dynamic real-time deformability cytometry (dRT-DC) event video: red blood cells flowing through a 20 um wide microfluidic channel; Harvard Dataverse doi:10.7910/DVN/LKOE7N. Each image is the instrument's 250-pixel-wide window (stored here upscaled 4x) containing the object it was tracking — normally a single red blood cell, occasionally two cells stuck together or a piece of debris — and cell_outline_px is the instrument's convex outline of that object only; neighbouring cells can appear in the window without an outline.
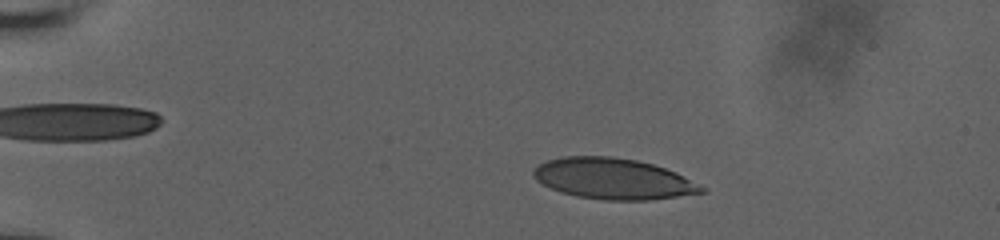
{"species": "human", "species_latin": "Homo sapiens", "temperature_condition": "room temperature", "stored_images_in_passage": 50, "camera_frame_rate_fps": 3000, "um_per_image_px": 0.085, "donor": {"sex": "male"}, "frame": {"image": 1, "passage_image": 12, "time_ms": 3.667, "image_size_px": [1000, 240], "cell_outline_px": [[708, 188], [704, 192], [648, 200], [604, 200], [576, 196], [560, 192], [536, 180], [532, 176], [532, 172], [540, 164], [548, 160], [564, 156], [612, 156], [636, 160], [652, 164], [676, 172]], "centroid_in_image_um": [52.13, 15.19], "position_along_channel_um": 32.9, "area_um2": 39.94}}
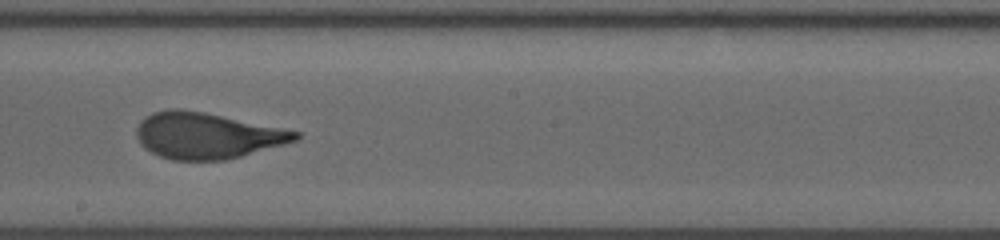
{"frame": {"image": 2, "passage_image": 34, "time_ms": 11.0, "image_size_px": [1000, 240], "cell_outline_px": [[300, 136], [296, 140], [284, 144], [240, 156], [224, 160], [172, 160], [160, 156], [144, 148], [140, 144], [136, 136], [136, 128], [140, 120], [144, 116], [152, 112], [168, 108], [180, 108], [204, 112], [300, 132]], "centroid_in_image_um": [17.51, 11.51], "position_along_channel_um": 230.7, "area_um2": 42.54}}
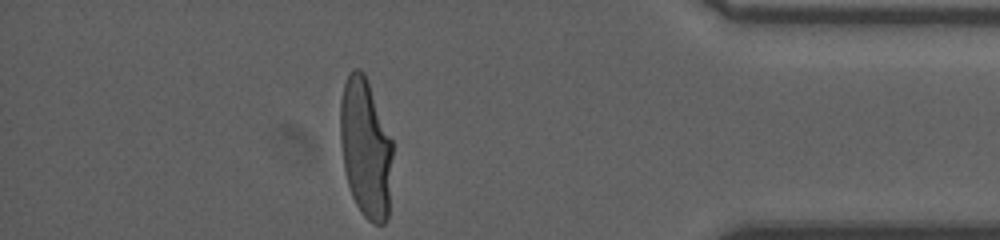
{"frame": {"image": 3, "passage_image": 50, "time_ms": 16.333, "image_size_px": [1000, 240], "cell_outline_px": [[392, 156], [388, 220], [384, 224], [372, 224], [360, 212], [352, 196], [348, 184], [344, 168], [340, 140], [340, 100], [344, 84], [348, 72], [352, 68], [360, 68], [364, 72], [392, 140]], "centroid_in_image_um": [31.07, 12.59], "position_along_channel_um": 404.1, "area_um2": 42.66}, "authors_computed_cell_mechanics": {"area_um2": 42.0495, "velocity_mm_per_s": 3.8345, "shape_relaxation_time_tau1_ms": 5.801, "shape_relaxation_time_tau2_ms": null, "deformation_change_tau1": 0.2349, "deformation_change_tau2": null}}